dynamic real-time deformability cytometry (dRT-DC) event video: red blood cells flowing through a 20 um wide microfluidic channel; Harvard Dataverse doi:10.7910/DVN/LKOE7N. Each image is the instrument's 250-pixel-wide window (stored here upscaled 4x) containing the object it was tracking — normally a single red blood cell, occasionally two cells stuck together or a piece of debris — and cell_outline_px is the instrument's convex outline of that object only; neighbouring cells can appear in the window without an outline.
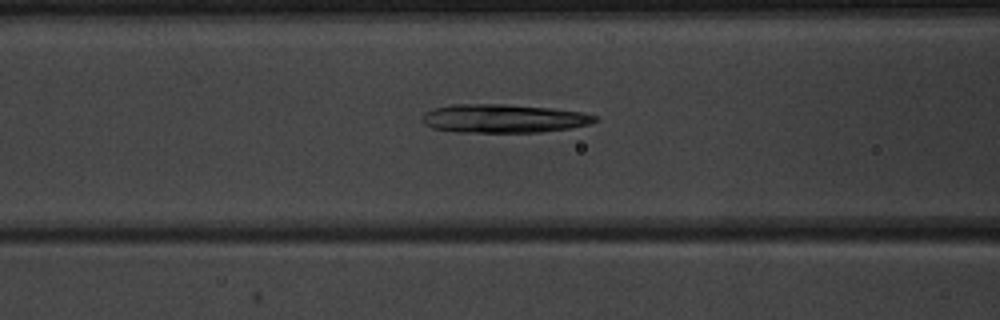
{"species": "common noctule bat (a hibernating species)", "species_latin": "Nyctalus noctula", "temperature_condition": "warm", "stored_images_in_passage": 45, "camera_frame_rate_fps": 3000, "um_per_image_px": 0.085, "animal": {"sex": "male", "body_mass_g": 20.1, "forearm_length_mm": 53.5}, "frame": {"image": 1, "passage_image": 15, "time_ms": 4.667, "image_size_px": [1000, 320], "cell_outline_px": [[600, 120], [588, 124], [568, 128], [544, 132], [460, 132], [432, 128], [424, 124], [420, 120], [420, 116], [424, 112], [436, 108], [452, 104], [504, 104], [552, 108], [580, 112], [596, 116]], "centroid_in_image_um": [42.76, 10.07], "position_along_channel_um": 123.8, "area_um2": 28.78}}
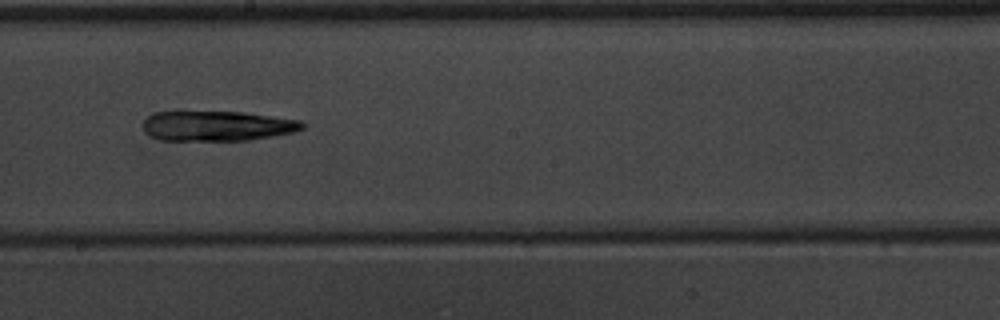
{"frame": {"image": 2, "passage_image": 23, "time_ms": 7.333, "image_size_px": [1000, 320], "cell_outline_px": [[304, 128], [296, 132], [276, 136], [252, 140], [160, 140], [144, 132], [144, 120], [148, 116], [156, 112], [244, 112], [300, 120], [304, 124]], "centroid_in_image_um": [18.51, 10.71], "position_along_channel_um": 229.7, "area_um2": 27.92}}
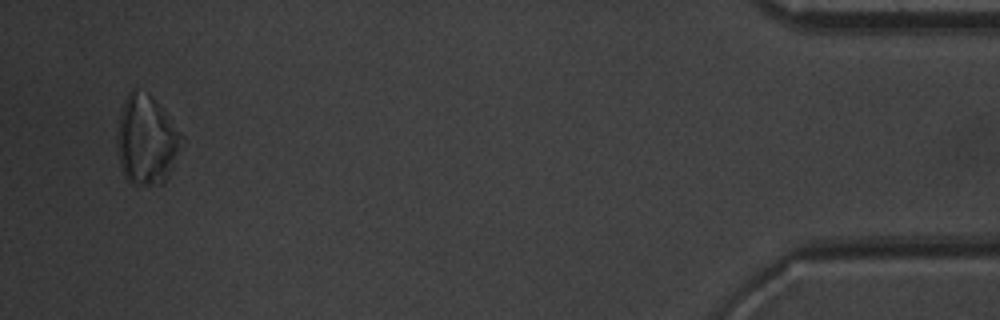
{"frame": {"image": 3, "passage_image": 43, "time_ms": 14.0, "image_size_px": [1000, 320], "cell_outline_px": [[184, 140], [172, 168], [164, 184], [132, 184], [124, 176], [120, 164], [116, 144], [116, 132], [124, 100], [128, 92], [132, 88], [136, 88], [148, 92], [152, 96], [184, 136]], "centroid_in_image_um": [12.44, 11.88], "position_along_channel_um": 422.8, "area_um2": 33.87}, "authors_computed_cell_mechanics": {"area_um2": 28.3798, "velocity_mm_per_s": 3.9801, "shape_relaxation_time_tau1_ms": 8.5694, "shape_relaxation_time_tau2_ms": null, "deformation_change_tau1": 0.2343, "deformation_change_tau2": null}}